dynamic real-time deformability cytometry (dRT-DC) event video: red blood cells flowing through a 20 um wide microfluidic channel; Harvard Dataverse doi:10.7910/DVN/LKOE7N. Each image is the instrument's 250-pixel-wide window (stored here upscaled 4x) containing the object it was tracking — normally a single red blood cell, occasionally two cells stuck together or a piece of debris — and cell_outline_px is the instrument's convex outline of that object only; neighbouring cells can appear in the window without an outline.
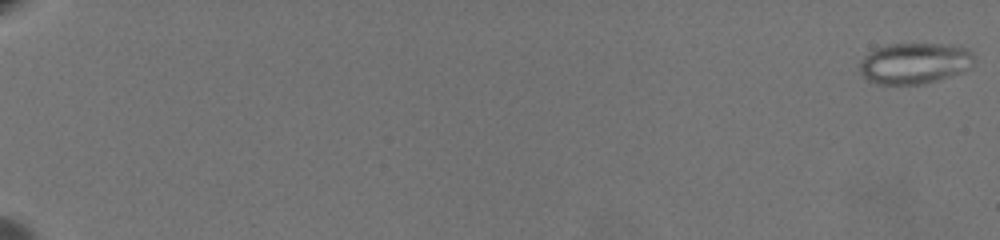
{"species": "common noctule bat (a hibernating species)", "species_latin": "Nyctalus noctula", "temperature_condition": "warm", "stored_images_in_passage": 67, "camera_frame_rate_fps": 3000, "um_per_image_px": 0.085, "animal": {"sex": "female", "body_mass_g": 19.5, "forearm_length_mm": 54.1}, "frame": {"image": 1, "passage_image": 1, "time_ms": 0.0, "image_size_px": [1000, 240], "cell_outline_px": [[976, 60], [972, 68], [924, 84], [876, 84], [868, 80], [860, 72], [860, 60], [868, 52], [876, 48], [888, 44], [948, 44], [968, 48], [976, 56]], "centroid_in_image_um": [77.77, 5.36], "position_along_channel_um": 7.2, "area_um2": 27.63}}
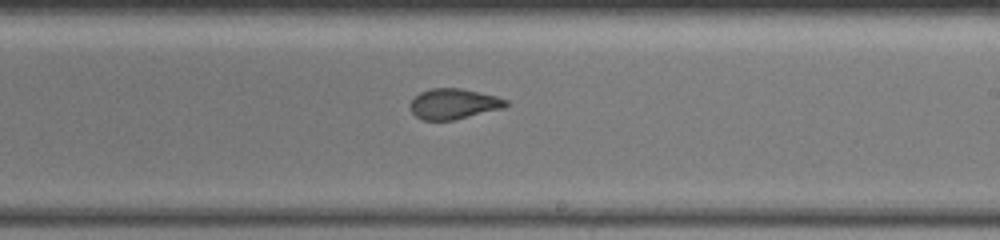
{"frame": {"image": 2, "passage_image": 44, "time_ms": 14.333, "image_size_px": [1000, 240], "cell_outline_px": [[508, 104], [504, 108], [452, 120], [420, 120], [412, 112], [412, 100], [420, 92], [432, 88], [460, 88], [496, 96], [508, 100]], "centroid_in_image_um": [38.58, 8.83], "position_along_channel_um": 250.4, "area_um2": 16.76}}
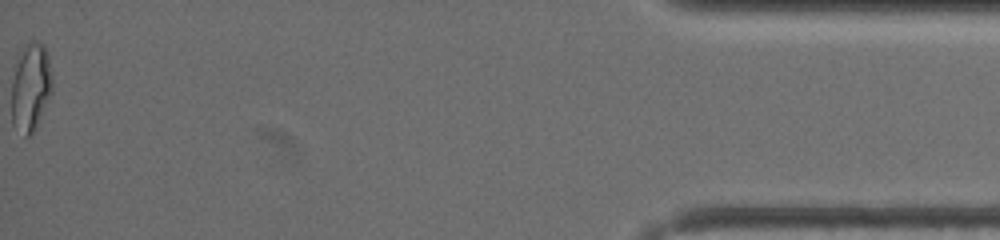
{"frame": {"image": 3, "passage_image": 67, "time_ms": 22.0, "image_size_px": [1000, 240], "cell_outline_px": [[52, 92], [36, 128], [32, 136], [24, 136], [12, 124], [12, 80], [16, 56], [32, 40], [44, 44], [48, 52], [52, 76]], "centroid_in_image_um": [2.61, 7.41], "position_along_channel_um": 432.6, "area_um2": 21.27}, "authors_computed_cell_mechanics": {"area_um2": 19.4208, "velocity_mm_per_s": 3.3953, "shape_relaxation_time_tau1_ms": null, "shape_relaxation_time_tau2_ms": 0.992, "deformation_change_tau1": null, "deformation_change_tau2": 0.0727}}